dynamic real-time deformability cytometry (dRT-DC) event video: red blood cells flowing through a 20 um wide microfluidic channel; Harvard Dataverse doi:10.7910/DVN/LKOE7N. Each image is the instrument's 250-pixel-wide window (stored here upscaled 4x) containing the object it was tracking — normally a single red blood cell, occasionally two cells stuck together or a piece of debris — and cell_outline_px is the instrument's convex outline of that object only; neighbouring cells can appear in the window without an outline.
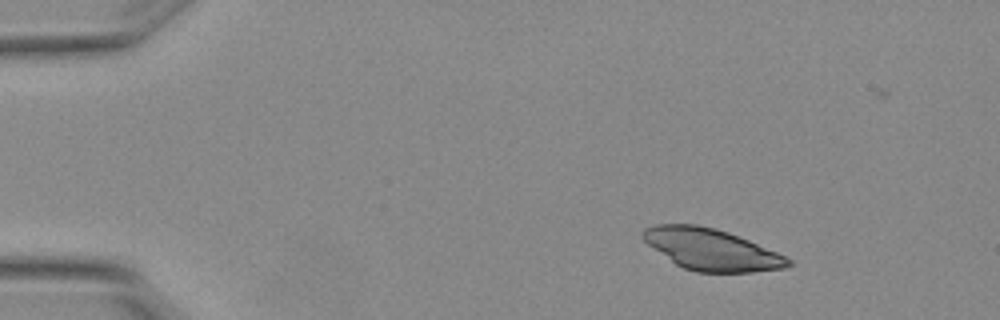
{"species": "Egyptian fruit bat (a non-hibernating species)", "species_latin": "Rousettus aegyptiacus", "temperature_condition": "warm", "stored_images_in_passage": 3, "camera_frame_rate_fps": 3000, "um_per_image_px": 0.085, "animal": {"sex": "female"}, "frame": {"image": 1, "passage_image": 1, "time_ms": 0.0, "image_size_px": [1000, 320], "cell_outline_px": [[792, 264], [784, 268], [752, 272], [696, 272], [684, 268], [676, 264], [648, 244], [640, 236], [640, 232], [644, 228], [656, 224], [696, 224], [728, 232], [748, 240], [776, 252], [792, 260]], "centroid_in_image_um": [60.43, 21.2], "position_along_channel_um": 24.6, "area_um2": 34.74}}